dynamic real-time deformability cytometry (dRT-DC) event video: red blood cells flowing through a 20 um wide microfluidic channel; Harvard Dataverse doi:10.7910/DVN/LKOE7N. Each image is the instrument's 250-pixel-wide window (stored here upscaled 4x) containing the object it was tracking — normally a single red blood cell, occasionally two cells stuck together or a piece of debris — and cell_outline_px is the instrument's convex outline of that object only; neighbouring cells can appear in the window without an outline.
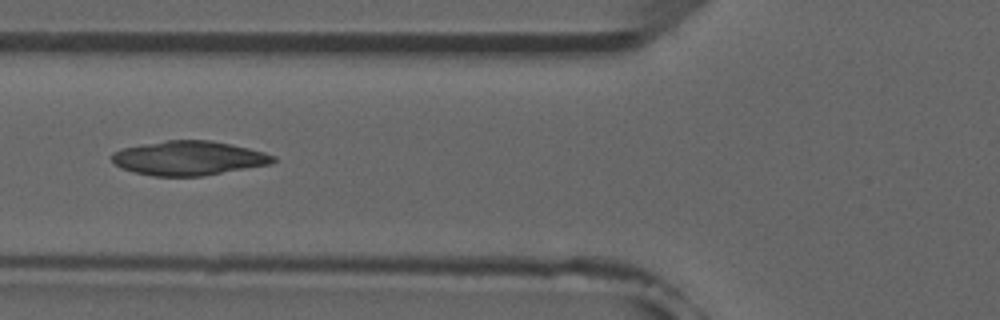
{"species": "common noctule bat (a hibernating species)", "species_latin": "Nyctalus noctula", "temperature_condition": "room temperature", "stored_images_in_passage": 5, "camera_frame_rate_fps": 3000, "um_per_image_px": 0.085, "animal": {"sex": "male", "forearm_length_mm": 52.5}, "frame": {"image": 1, "passage_image": 5, "time_ms": 4.333, "image_size_px": [1000, 320], "cell_outline_px": [[276, 160], [272, 164], [200, 176], [156, 176], [136, 172], [124, 168], [116, 164], [112, 160], [112, 152], [124, 148], [144, 144], [168, 140], [208, 140], [248, 148], [264, 152], [276, 156]], "centroid_in_image_um": [16.07, 13.44], "position_along_channel_um": 109.7, "area_um2": 31.73}}